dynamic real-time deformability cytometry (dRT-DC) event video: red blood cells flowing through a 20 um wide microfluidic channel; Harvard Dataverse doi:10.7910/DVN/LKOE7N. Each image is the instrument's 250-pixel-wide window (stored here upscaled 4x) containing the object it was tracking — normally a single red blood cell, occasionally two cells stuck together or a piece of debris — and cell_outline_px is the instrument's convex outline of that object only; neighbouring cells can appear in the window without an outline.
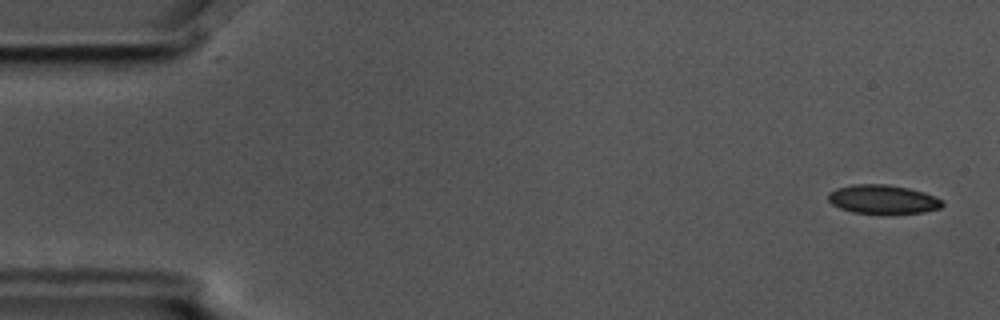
{"species": "common noctule bat (a hibernating species)", "species_latin": "Nyctalus noctula", "temperature_condition": "cold", "stored_images_in_passage": 5, "camera_frame_rate_fps": 3000, "um_per_image_px": 0.085, "animal": {"sex": "male", "body_mass_g": 17.5, "forearm_length_mm": 52.3}, "frame": {"image": 1, "passage_image": 1, "time_ms": 0.0, "image_size_px": [1000, 320], "cell_outline_px": [[944, 204], [940, 208], [924, 212], [892, 216], [888, 216], [852, 212], [840, 208], [832, 204], [828, 200], [828, 192], [836, 188], [852, 184], [884, 184], [908, 188], [924, 192], [936, 196], [944, 200]], "centroid_in_image_um": [75.07, 16.98], "position_along_channel_um": 9.9, "area_um2": 20.06}}